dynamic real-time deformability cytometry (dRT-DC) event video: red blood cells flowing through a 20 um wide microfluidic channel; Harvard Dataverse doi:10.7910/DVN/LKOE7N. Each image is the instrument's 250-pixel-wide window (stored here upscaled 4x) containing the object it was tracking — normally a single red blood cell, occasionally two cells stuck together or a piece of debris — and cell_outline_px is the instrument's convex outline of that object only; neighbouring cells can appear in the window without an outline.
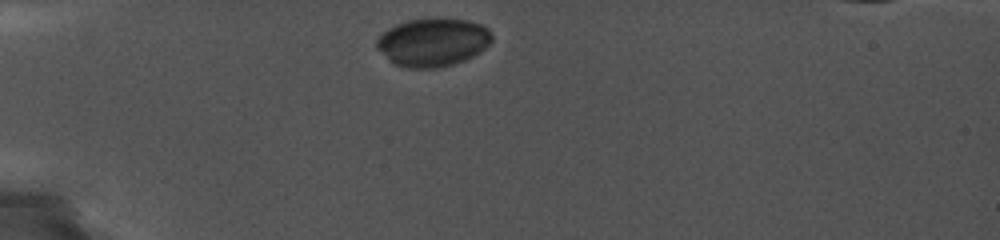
{"species": "common noctule bat (a hibernating species)", "species_latin": "Nyctalus noctula", "temperature_condition": "cold", "stored_images_in_passage": 3, "segment_of_instrument_passage": [1, 2], "camera_frame_rate_fps": 5000, "um_per_image_px": 0.085, "animal": {"sex": "female", "body_mass_g": 19.0, "forearm_length_mm": 56.7}, "frame": {"image": 1, "passage_image": 1, "time_ms": 0.0, "image_size_px": [1000, 240], "cell_outline_px": [[492, 40], [484, 48], [472, 56], [464, 60], [452, 64], [436, 68], [408, 68], [392, 64], [376, 48], [376, 40], [388, 28], [396, 24], [408, 20], [464, 20], [480, 24], [492, 36]], "centroid_in_image_um": [36.72, 3.63], "position_along_channel_um": 48.3, "area_um2": 31.67}}